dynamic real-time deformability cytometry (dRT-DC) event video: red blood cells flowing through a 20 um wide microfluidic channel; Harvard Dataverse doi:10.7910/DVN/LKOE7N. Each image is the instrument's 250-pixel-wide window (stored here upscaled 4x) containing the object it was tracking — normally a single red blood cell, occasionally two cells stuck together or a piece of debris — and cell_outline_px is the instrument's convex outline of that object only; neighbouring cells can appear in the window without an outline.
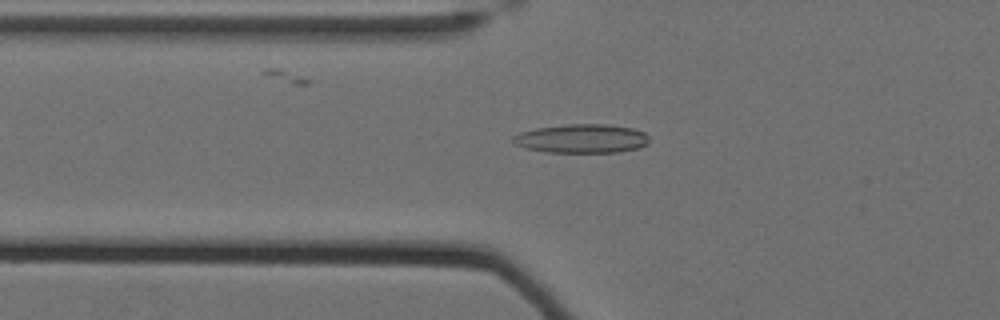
{"species": "Egyptian fruit bat (a non-hibernating species)", "species_latin": "Rousettus aegyptiacus", "temperature_condition": "cold", "stored_images_in_passage": 21, "camera_frame_rate_fps": 3000, "um_per_image_px": 0.085, "animal": {"sex": "female"}, "frame": {"image": 1, "passage_image": 6, "time_ms": 1.667, "image_size_px": [1000, 320], "cell_outline_px": [[648, 144], [636, 148], [616, 152], [544, 152], [524, 148], [516, 144], [512, 140], [512, 136], [520, 132], [536, 128], [568, 124], [604, 124], [632, 128], [644, 132], [648, 136]], "centroid_in_image_um": [49.41, 11.78], "position_along_channel_um": 76.4, "area_um2": 22.83}}
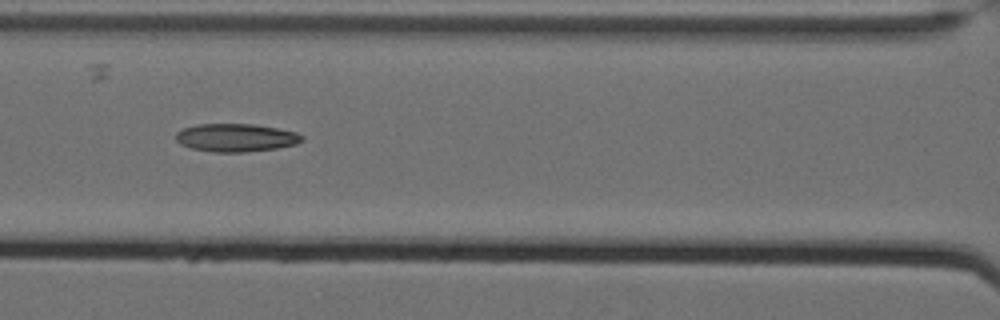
{"frame": {"image": 2, "passage_image": 12, "time_ms": 3.667, "image_size_px": [1000, 320], "cell_outline_px": [[304, 140], [296, 144], [276, 148], [244, 152], [212, 152], [192, 148], [180, 144], [176, 140], [176, 132], [184, 128], [196, 124], [256, 124], [296, 132], [304, 136]], "centroid_in_image_um": [20.06, 11.7], "position_along_channel_um": 146.5, "area_um2": 20.63}}
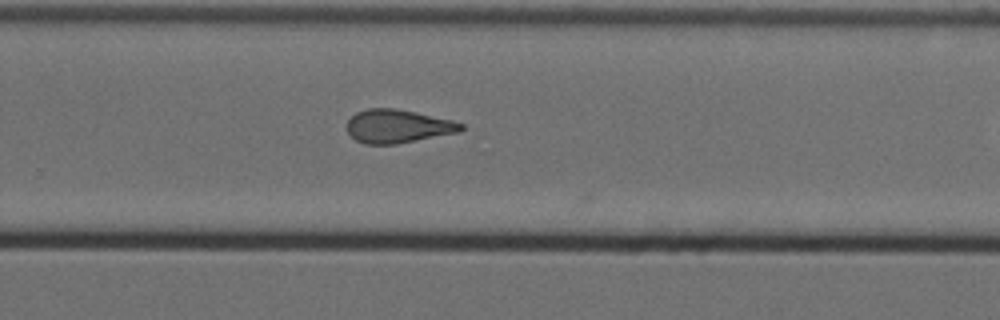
{"frame": {"image": 3, "passage_image": 20, "time_ms": 6.333, "image_size_px": [1000, 320], "cell_outline_px": [[464, 128], [460, 132], [396, 144], [364, 144], [356, 140], [348, 132], [348, 120], [356, 112], [368, 108], [396, 108], [416, 112], [452, 120], [464, 124]], "centroid_in_image_um": [33.83, 10.73], "position_along_channel_um": 296.0, "area_um2": 22.2}}